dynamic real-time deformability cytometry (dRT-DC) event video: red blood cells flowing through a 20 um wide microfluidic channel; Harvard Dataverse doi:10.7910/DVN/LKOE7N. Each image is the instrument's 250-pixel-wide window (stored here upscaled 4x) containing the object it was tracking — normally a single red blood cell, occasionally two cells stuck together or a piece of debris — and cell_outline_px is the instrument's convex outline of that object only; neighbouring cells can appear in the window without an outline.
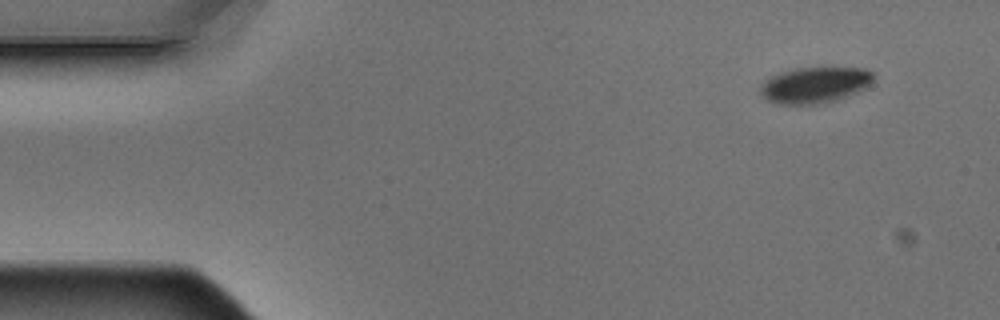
{"species": "Egyptian fruit bat (a non-hibernating species)", "species_latin": "Rousettus aegyptiacus", "temperature_condition": "warm", "stored_images_in_passage": 4, "camera_frame_rate_fps": 3000, "um_per_image_px": 0.085, "animal": {"sex": "male"}, "frame": {"image": 1, "passage_image": 1, "time_ms": 0.0, "image_size_px": [1000, 320], "cell_outline_px": [[872, 80], [864, 88], [848, 96], [836, 100], [820, 104], [776, 104], [760, 96], [760, 88], [772, 76], [796, 68], [864, 68], [872, 72]], "centroid_in_image_um": [69.25, 7.24], "position_along_channel_um": 15.8, "area_um2": 23.35}}
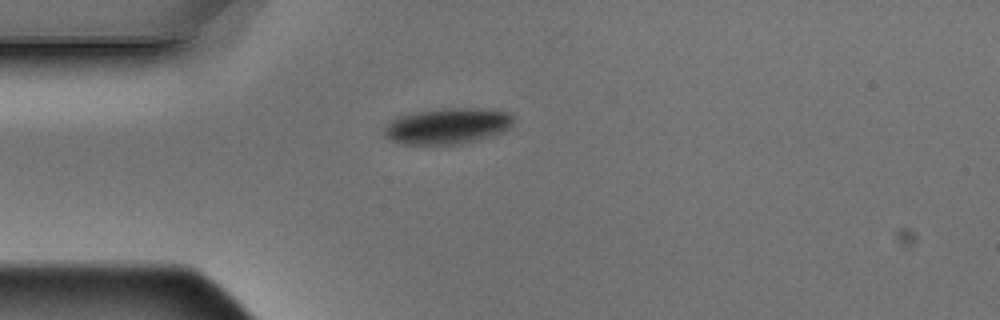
{"frame": {"image": 2, "passage_image": 4, "time_ms": 1.0, "image_size_px": [1000, 320], "cell_outline_px": [[512, 124], [508, 128], [492, 136], [460, 144], [404, 144], [388, 140], [384, 136], [384, 128], [392, 120], [400, 116], [420, 112], [444, 108], [484, 108], [508, 112], [512, 116]], "centroid_in_image_um": [38.03, 10.72], "position_along_channel_um": 47.0, "area_um2": 26.82}}